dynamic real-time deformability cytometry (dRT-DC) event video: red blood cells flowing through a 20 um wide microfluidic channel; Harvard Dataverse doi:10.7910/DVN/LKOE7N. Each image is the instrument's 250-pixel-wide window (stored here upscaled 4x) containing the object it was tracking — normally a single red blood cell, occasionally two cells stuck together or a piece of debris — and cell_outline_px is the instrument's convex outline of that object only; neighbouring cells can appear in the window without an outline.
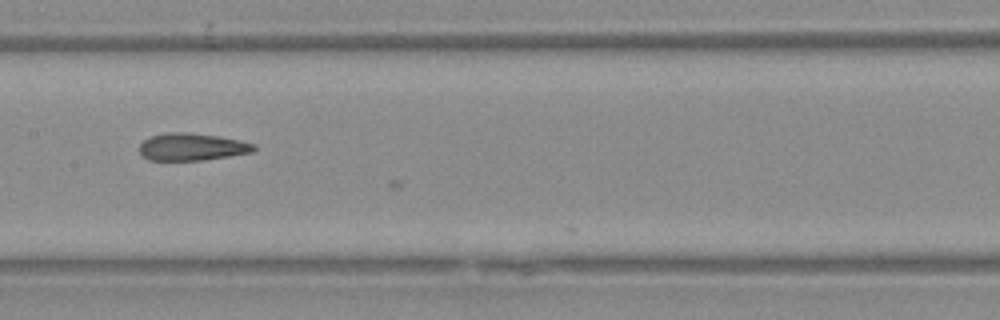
{"species": "Egyptian fruit bat (a non-hibernating species)", "species_latin": "Rousettus aegyptiacus", "temperature_condition": "warm", "stored_images_in_passage": 29, "camera_frame_rate_fps": 3000, "um_per_image_px": 0.085, "animal": {"sex": "female"}, "frame": {"image": 1, "passage_image": 28, "time_ms": 9.0, "image_size_px": [1000, 320], "cell_outline_px": [[256, 148], [252, 152], [228, 156], [200, 160], [148, 160], [140, 156], [140, 144], [148, 136], [168, 132], [188, 132], [216, 136], [240, 140], [256, 144]], "centroid_in_image_um": [16.27, 12.48], "position_along_channel_um": 191.1, "area_um2": 18.26}}